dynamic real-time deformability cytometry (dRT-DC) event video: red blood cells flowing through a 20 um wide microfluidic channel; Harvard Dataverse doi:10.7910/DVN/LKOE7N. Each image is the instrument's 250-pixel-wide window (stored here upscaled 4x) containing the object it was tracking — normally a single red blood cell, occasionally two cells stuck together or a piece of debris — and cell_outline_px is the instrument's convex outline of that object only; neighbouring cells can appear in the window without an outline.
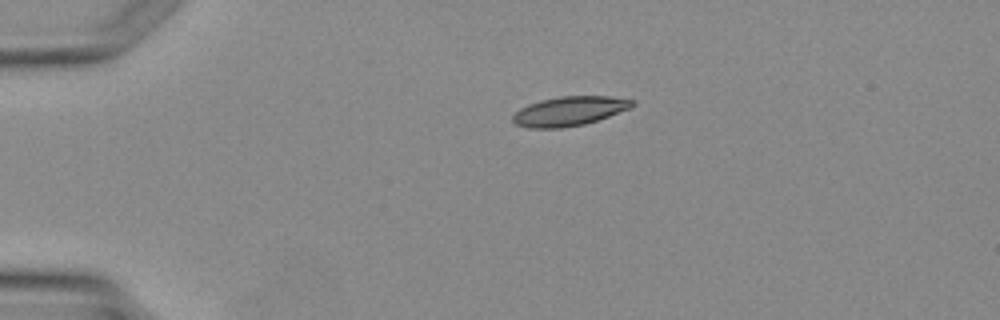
{"species": "Egyptian fruit bat (a non-hibernating species)", "species_latin": "Rousettus aegyptiacus", "temperature_condition": "warm", "stored_images_in_passage": 2, "camera_frame_rate_fps": 3000, "um_per_image_px": 0.085, "animal": {"sex": "female"}, "frame": {"image": 1, "passage_image": 1, "time_ms": 0.0, "image_size_px": [1000, 320], "cell_outline_px": [[636, 104], [632, 108], [584, 124], [560, 128], [528, 128], [516, 124], [512, 120], [512, 116], [520, 108], [528, 104], [540, 100], [560, 96], [608, 96], [636, 100]], "centroid_in_image_um": [48.41, 9.43], "position_along_channel_um": 36.6, "area_um2": 20.46}}